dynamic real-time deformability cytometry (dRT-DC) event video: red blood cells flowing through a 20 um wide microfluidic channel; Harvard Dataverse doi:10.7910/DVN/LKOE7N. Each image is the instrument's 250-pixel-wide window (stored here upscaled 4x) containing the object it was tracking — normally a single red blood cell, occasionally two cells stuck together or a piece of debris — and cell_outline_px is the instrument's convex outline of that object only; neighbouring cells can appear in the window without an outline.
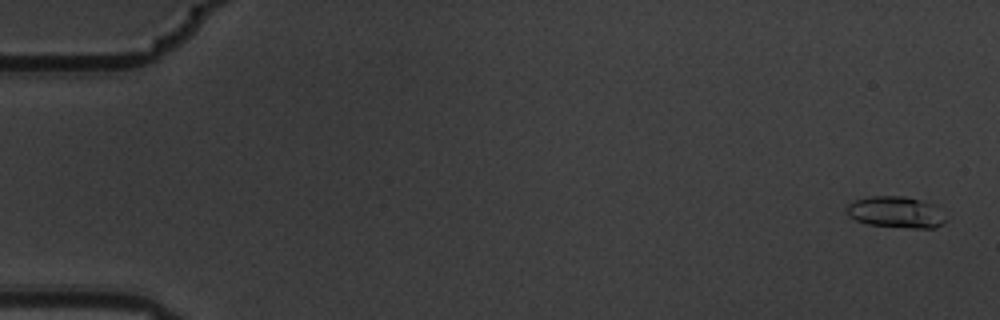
{"species": "common noctule bat (a hibernating species)", "species_latin": "Nyctalus noctula", "temperature_condition": "warm", "stored_images_in_passage": 6, "camera_frame_rate_fps": 3000, "um_per_image_px": 0.085, "animal": {"sex": "male", "body_mass_g": 19.5, "forearm_length_mm": 54.6}, "frame": {"image": 1, "passage_image": 1, "time_ms": 0.0, "image_size_px": [1000, 320], "cell_outline_px": [[948, 220], [944, 224], [936, 228], [912, 228], [868, 224], [856, 220], [848, 216], [848, 204], [856, 200], [868, 196], [904, 196], [920, 200], [932, 204]], "centroid_in_image_um": [76.17, 18.04], "position_along_channel_um": 8.8, "area_um2": 17.98}}
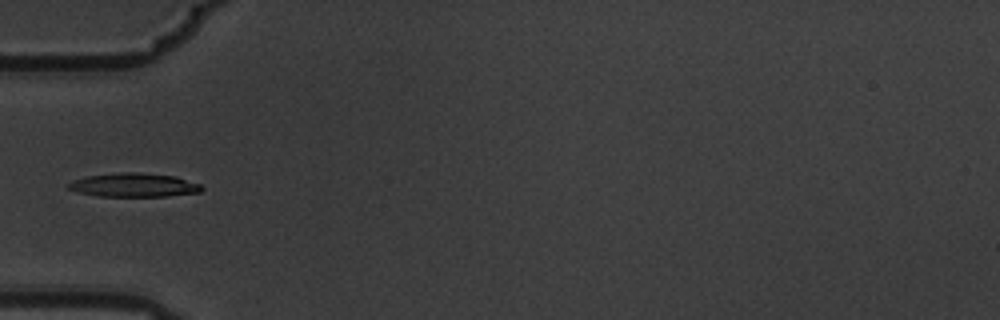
{"frame": {"image": 2, "passage_image": 6, "time_ms": 1.667, "image_size_px": [1000, 320], "cell_outline_px": [[204, 188], [200, 192], [168, 196], [96, 196], [76, 192], [68, 188], [68, 184], [72, 180], [88, 176], [120, 172], [136, 172], [176, 176], [200, 184]], "centroid_in_image_um": [11.38, 15.73], "position_along_channel_um": 73.6, "area_um2": 18.5}}